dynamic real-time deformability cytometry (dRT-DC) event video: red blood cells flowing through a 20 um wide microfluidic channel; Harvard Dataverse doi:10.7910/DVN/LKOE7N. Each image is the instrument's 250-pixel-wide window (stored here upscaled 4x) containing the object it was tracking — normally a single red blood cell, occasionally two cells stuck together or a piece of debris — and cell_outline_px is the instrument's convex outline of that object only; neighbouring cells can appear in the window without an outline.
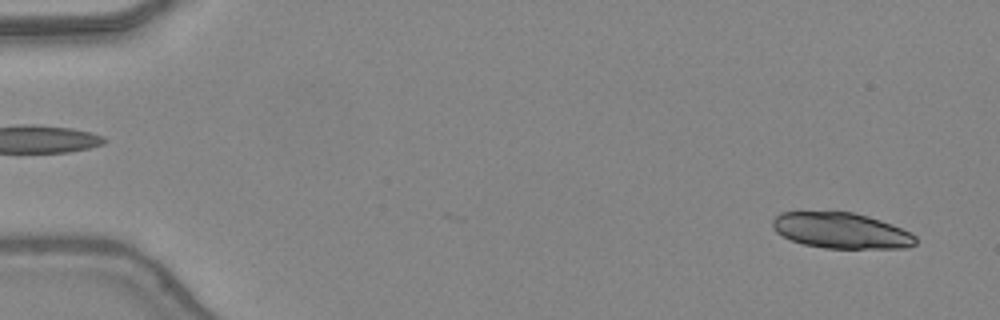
{"species": "common noctule bat (a hibernating species)", "species_latin": "Nyctalus noctula", "temperature_condition": "warm", "stored_images_in_passage": 18, "camera_frame_rate_fps": 3000, "um_per_image_px": 0.085, "animal": {"sex": "female", "body_mass_g": 24.6, "forearm_length_mm": 56.2}, "frame": {"image": 1, "passage_image": 2, "time_ms": 0.333, "image_size_px": [1000, 320], "cell_outline_px": [[916, 244], [904, 248], [824, 248], [804, 244], [792, 240], [776, 232], [772, 228], [772, 220], [780, 212], [852, 212], [868, 216], [892, 224], [912, 232], [916, 236]], "centroid_in_image_um": [71.52, 19.6], "position_along_channel_um": 13.5, "area_um2": 29.77}}